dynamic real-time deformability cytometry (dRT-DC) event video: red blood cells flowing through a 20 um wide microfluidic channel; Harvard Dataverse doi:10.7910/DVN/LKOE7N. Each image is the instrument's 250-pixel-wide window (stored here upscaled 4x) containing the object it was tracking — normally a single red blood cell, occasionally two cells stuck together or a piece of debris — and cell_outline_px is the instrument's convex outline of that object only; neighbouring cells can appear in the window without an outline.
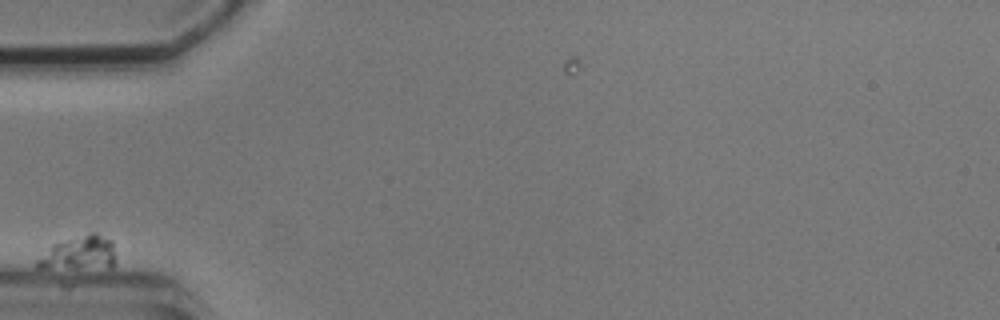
{"species": "common noctule bat (a hibernating species)", "species_latin": "Nyctalus noctula", "temperature_condition": "cold", "stored_images_in_passage": 6, "camera_frame_rate_fps": 3000, "um_per_image_px": 0.085, "animal": {"sex": "male", "body_mass_g": 20.5, "forearm_length_mm": 52.5}, "frame": {"image": 1, "passage_image": 1, "time_ms": 0.0, "image_size_px": [1000, 320], "cell_outline_px": [[112, 268], [36, 268], [36, 260], [52, 244], [92, 232], [96, 232], [112, 240]], "centroid_in_image_um": [6.69, 21.52], "position_along_channel_um": 78.3, "area_um2": 15.26}}
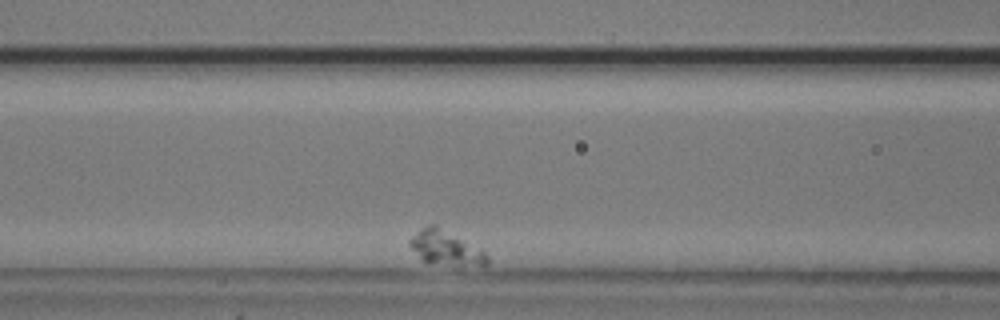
{"frame": {"image": 2, "passage_image": 3, "time_ms": 2.333, "image_size_px": [1000, 320], "cell_outline_px": [[488, 264], [460, 264], [420, 260], [408, 244], [408, 240], [420, 228], [428, 224], [436, 224], [480, 248], [488, 256]], "centroid_in_image_um": [37.82, 21.0], "position_along_channel_um": 128.8, "area_um2": 15.09}}